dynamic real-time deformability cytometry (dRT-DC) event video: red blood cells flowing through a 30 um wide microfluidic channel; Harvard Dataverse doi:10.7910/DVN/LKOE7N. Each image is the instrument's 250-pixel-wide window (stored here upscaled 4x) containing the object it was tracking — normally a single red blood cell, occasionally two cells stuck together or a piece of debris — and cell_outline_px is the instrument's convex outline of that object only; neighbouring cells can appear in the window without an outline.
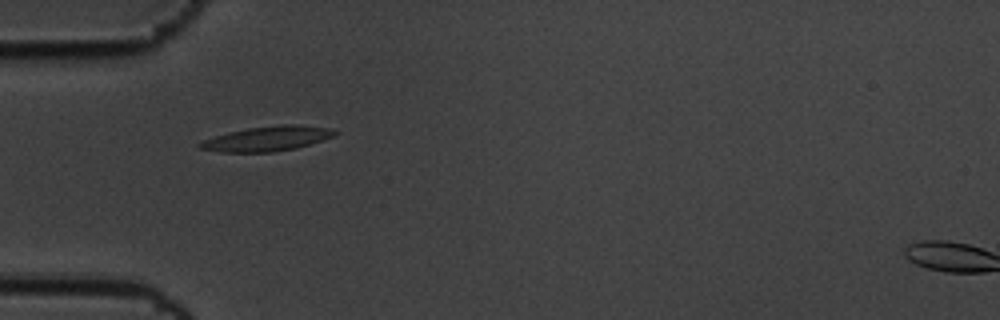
{"species": "common noctule bat (a hibernating species)", "species_latin": "Nyctalus noctula", "temperature_condition": "cold", "stored_images_in_passage": 41, "camera_frame_rate_fps": 3000, "um_per_image_px": 0.085, "animal": {"sex": "male", "body_mass_g": 19.5, "forearm_length_mm": 54.6}, "frame": {"image": 1, "passage_image": 1, "time_ms": 0.0, "image_size_px": [1000, 320], "cell_outline_px": [[340, 132], [336, 136], [296, 148], [272, 152], [220, 152], [200, 148], [196, 144], [204, 140], [228, 132], [248, 128], [280, 124], [292, 124], [328, 128]], "centroid_in_image_um": [22.74, 11.78], "position_along_channel_um": 62.3, "area_um2": 19.42}}
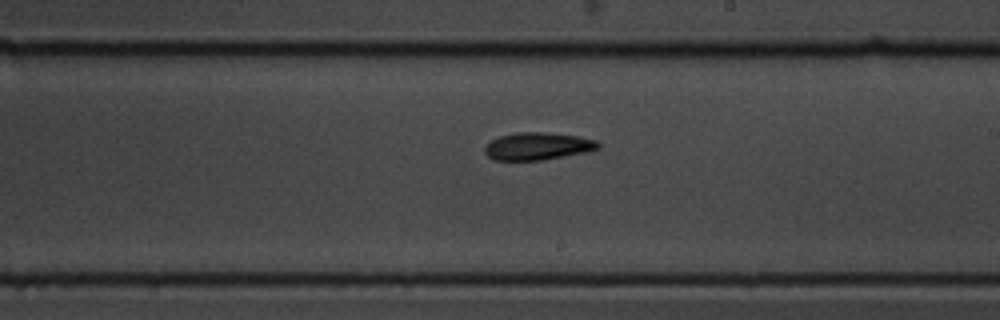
{"frame": {"image": 2, "passage_image": 17, "time_ms": 5.333, "image_size_px": [1000, 320], "cell_outline_px": [[600, 148], [584, 152], [544, 160], [492, 160], [484, 152], [484, 148], [492, 140], [500, 136], [516, 132], [540, 132], [576, 136], [596, 140], [600, 144]], "centroid_in_image_um": [45.68, 12.43], "position_along_channel_um": 243.3, "area_um2": 17.98}}
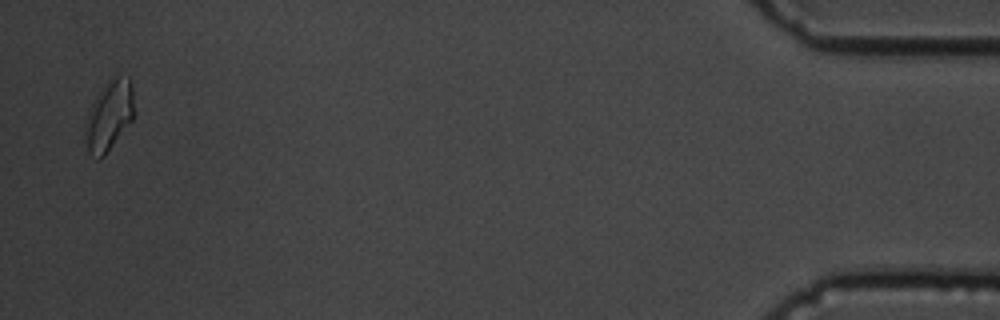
{"frame": {"image": 3, "passage_image": 40, "time_ms": 13.0, "image_size_px": [1000, 320], "cell_outline_px": [[132, 120], [104, 156], [100, 160], [96, 160], [88, 152], [84, 132], [84, 120], [92, 100], [100, 88], [112, 76], [128, 76], [132, 84]], "centroid_in_image_um": [9.21, 9.83], "position_along_channel_um": 426.0, "area_um2": 20.23}, "authors_computed_cell_mechanics": {"area_um2": 17.9758, "velocity_mm_per_s": 3.4485, "shape_relaxation_time_tau1_ms": 6.5928, "shape_relaxation_time_tau2_ms": 8.5876, "deformation_change_tau1": 0.1332, "deformation_change_tau2": 0.1668}}